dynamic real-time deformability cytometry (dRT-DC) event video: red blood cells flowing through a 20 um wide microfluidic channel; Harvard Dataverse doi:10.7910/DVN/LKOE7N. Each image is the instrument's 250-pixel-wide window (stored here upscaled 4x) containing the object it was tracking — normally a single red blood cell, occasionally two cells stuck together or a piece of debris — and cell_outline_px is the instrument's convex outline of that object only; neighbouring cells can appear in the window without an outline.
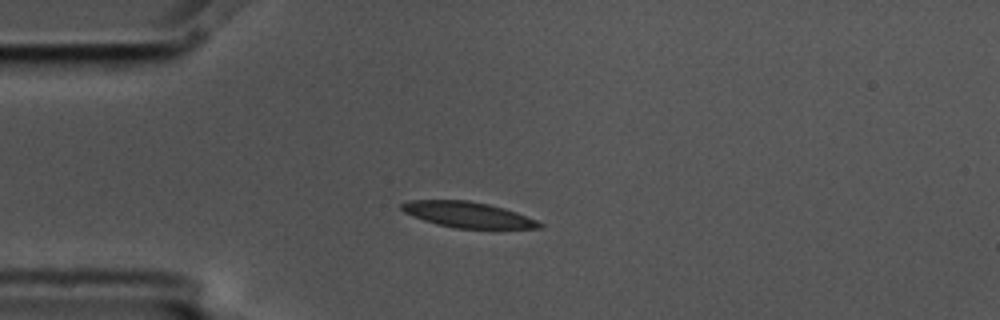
{"species": "common noctule bat (a hibernating species)", "species_latin": "Nyctalus noctula", "temperature_condition": "cold", "stored_images_in_passage": 5, "camera_frame_rate_fps": 3000, "um_per_image_px": 0.085, "animal": {"sex": "male", "body_mass_g": 17.5, "forearm_length_mm": 52.3}, "frame": {"image": 1, "passage_image": 3, "time_ms": 0.667, "image_size_px": [1000, 320], "cell_outline_px": [[544, 224], [540, 228], [456, 228], [436, 224], [412, 216], [404, 212], [400, 208], [400, 204], [408, 200], [468, 200], [488, 204], [504, 208], [516, 212], [536, 220]], "centroid_in_image_um": [39.72, 18.24], "position_along_channel_um": 45.3, "area_um2": 20.52}}
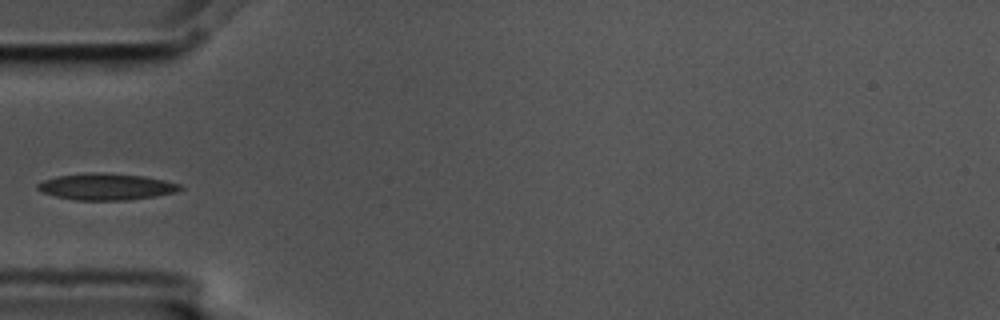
{"frame": {"image": 2, "passage_image": 4, "time_ms": 1.0, "image_size_px": [1000, 320], "cell_outline_px": [[184, 188], [176, 192], [156, 196], [128, 200], [76, 200], [56, 196], [44, 192], [36, 188], [36, 184], [44, 180], [56, 176], [88, 172], [104, 172], [144, 176], [164, 180], [180, 184]], "centroid_in_image_um": [9.05, 15.86], "position_along_channel_um": 76.0, "area_um2": 22.14}}